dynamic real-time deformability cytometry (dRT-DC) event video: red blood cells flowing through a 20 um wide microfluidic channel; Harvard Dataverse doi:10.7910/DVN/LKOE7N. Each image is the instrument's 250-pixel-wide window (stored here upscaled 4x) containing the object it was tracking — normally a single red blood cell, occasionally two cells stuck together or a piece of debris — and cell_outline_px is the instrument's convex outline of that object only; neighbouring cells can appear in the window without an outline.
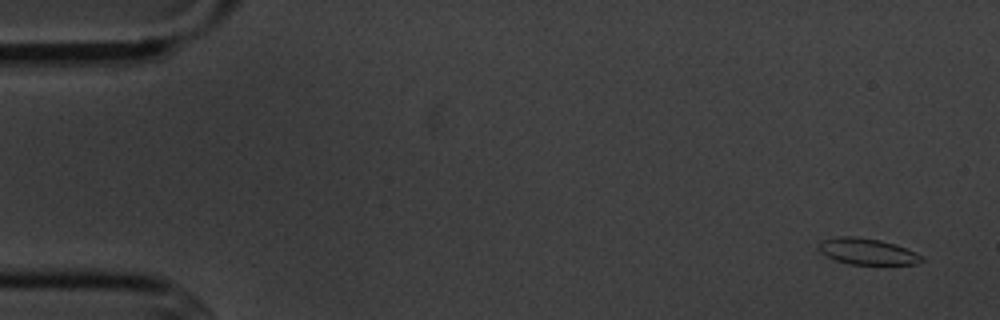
{"species": "common noctule bat (a hibernating species)", "species_latin": "Nyctalus noctula", "temperature_condition": "cold", "stored_images_in_passage": 5, "camera_frame_rate_fps": 3000, "um_per_image_px": 0.085, "animal": {"sex": "male", "body_mass_g": 20.1, "forearm_length_mm": 53.5}, "frame": {"image": 1, "passage_image": 1, "time_ms": 0.0, "image_size_px": [1000, 320], "cell_outline_px": [[924, 260], [916, 264], [848, 264], [836, 260], [820, 252], [816, 248], [824, 240], [840, 236], [856, 236], [880, 240], [896, 244], [916, 252], [924, 256]], "centroid_in_image_um": [73.75, 21.37], "position_along_channel_um": 11.3, "area_um2": 15.72}}